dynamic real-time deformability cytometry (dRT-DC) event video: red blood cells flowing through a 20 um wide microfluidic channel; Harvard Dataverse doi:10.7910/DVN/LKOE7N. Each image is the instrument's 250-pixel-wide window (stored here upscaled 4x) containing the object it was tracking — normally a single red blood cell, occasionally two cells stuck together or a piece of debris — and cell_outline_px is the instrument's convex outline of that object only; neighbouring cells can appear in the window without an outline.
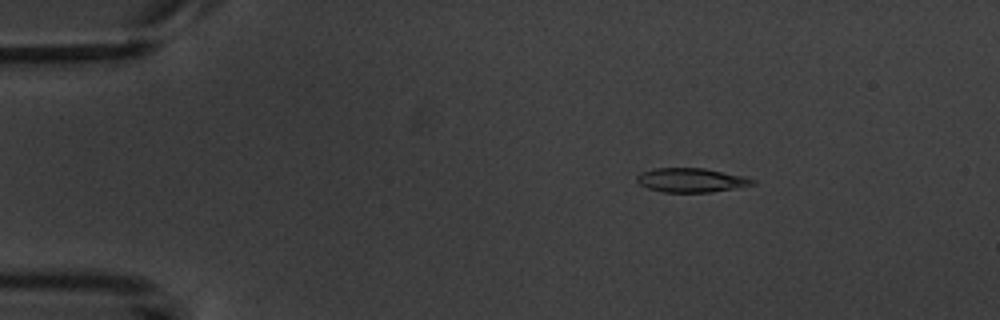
{"species": "common noctule bat (a hibernating species)", "species_latin": "Nyctalus noctula", "temperature_condition": "warm", "stored_images_in_passage": 5, "camera_frame_rate_fps": 3000, "um_per_image_px": 0.085, "animal": {"sex": "male", "body_mass_g": 20.1, "forearm_length_mm": 53.5}, "frame": {"image": 1, "passage_image": 3, "time_ms": 2.333, "image_size_px": [1000, 320], "cell_outline_px": [[756, 184], [708, 192], [664, 192], [648, 188], [640, 184], [636, 180], [636, 176], [640, 172], [656, 168], [704, 168], [744, 176], [756, 180]], "centroid_in_image_um": [58.73, 15.3], "position_along_channel_um": 26.3, "area_um2": 16.13}}